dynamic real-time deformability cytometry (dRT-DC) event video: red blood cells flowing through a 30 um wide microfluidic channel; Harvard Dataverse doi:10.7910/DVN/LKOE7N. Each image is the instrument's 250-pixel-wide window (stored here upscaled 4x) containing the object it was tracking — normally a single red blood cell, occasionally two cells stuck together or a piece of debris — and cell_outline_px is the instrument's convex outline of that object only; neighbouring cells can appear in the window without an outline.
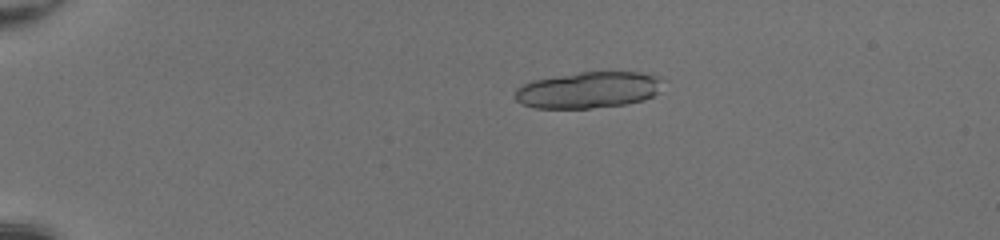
{"species": "common noctule bat (a hibernating species)", "species_latin": "Nyctalus noctula", "temperature_condition": "room temperature", "stored_images_in_passage": 39, "camera_frame_rate_fps": 3000, "um_per_image_px": 0.085, "animal": {"sex": "female", "body_mass_g": 20.0, "forearm_length_mm": 54.0}, "frame": {"image": 1, "passage_image": 12, "time_ms": 3.667, "image_size_px": [1000, 240], "cell_outline_px": [[668, 80], [652, 96], [644, 100], [628, 104], [588, 108], [532, 108], [516, 100], [516, 88], [532, 80], [580, 72], [640, 72], [660, 76]], "centroid_in_image_um": [50.08, 7.64], "position_along_channel_um": 34.9, "area_um2": 31.5}}